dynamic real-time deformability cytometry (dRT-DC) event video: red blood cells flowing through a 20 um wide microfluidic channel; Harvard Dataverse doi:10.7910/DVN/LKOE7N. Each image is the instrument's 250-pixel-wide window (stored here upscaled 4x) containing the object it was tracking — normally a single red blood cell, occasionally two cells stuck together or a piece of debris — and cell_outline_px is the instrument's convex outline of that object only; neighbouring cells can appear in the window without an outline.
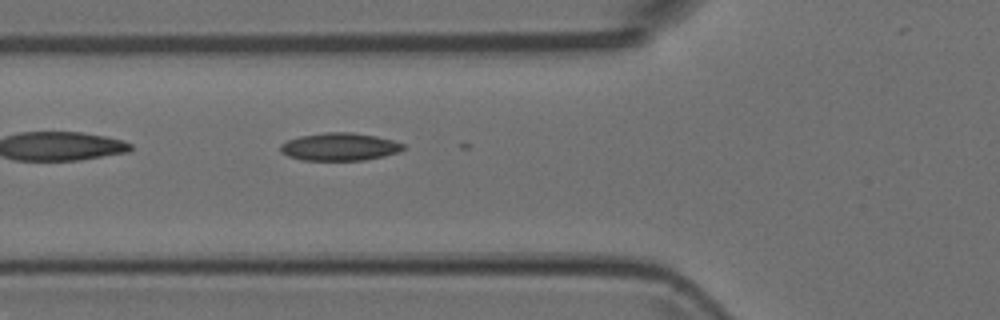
{"species": "Egyptian fruit bat (a non-hibernating species)", "species_latin": "Rousettus aegyptiacus", "temperature_condition": "room temperature", "stored_images_in_passage": 3, "camera_frame_rate_fps": 3000, "um_per_image_px": 0.085, "animal": {"sex": "female"}, "frame": {"image": 1, "passage_image": 3, "time_ms": 0.667, "image_size_px": [1000, 320], "cell_outline_px": [[404, 148], [400, 152], [384, 156], [364, 160], [304, 160], [288, 156], [280, 152], [280, 144], [288, 140], [300, 136], [324, 132], [352, 132], [376, 136], [392, 140], [404, 144]], "centroid_in_image_um": [28.86, 12.47], "position_along_channel_um": 96.9, "area_um2": 19.88}}